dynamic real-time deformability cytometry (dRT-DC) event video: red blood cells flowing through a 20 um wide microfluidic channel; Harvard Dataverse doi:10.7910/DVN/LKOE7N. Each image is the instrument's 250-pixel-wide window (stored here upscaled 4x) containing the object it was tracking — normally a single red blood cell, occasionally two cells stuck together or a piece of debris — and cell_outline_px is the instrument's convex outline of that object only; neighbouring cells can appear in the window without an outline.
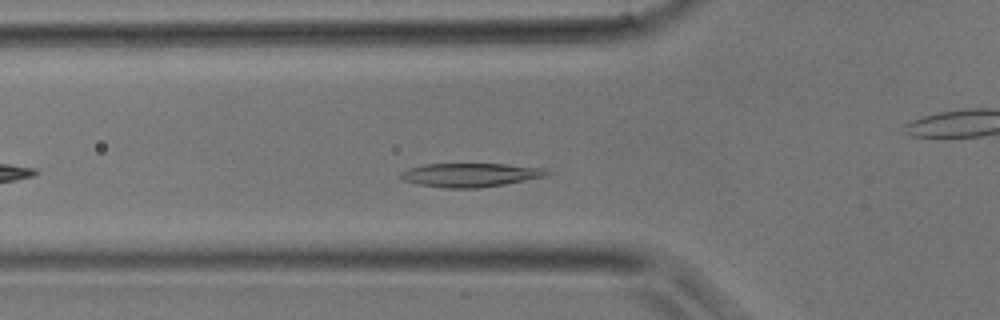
{"species": "common noctule bat (a hibernating species)", "species_latin": "Nyctalus noctula", "temperature_condition": "room temperature", "stored_images_in_passage": 33, "camera_frame_rate_fps": 3000, "um_per_image_px": 0.085, "animal": {"sex": "male", "body_mass_g": 17.9}, "frame": {"image": 1, "passage_image": 6, "time_ms": 1.667, "image_size_px": [1000, 320], "cell_outline_px": [[548, 176], [504, 184], [480, 188], [444, 188], [416, 184], [404, 180], [400, 176], [400, 172], [408, 168], [424, 164], [504, 164], [540, 168], [548, 172]], "centroid_in_image_um": [39.91, 14.88], "position_along_channel_um": 85.9, "area_um2": 20.11}}
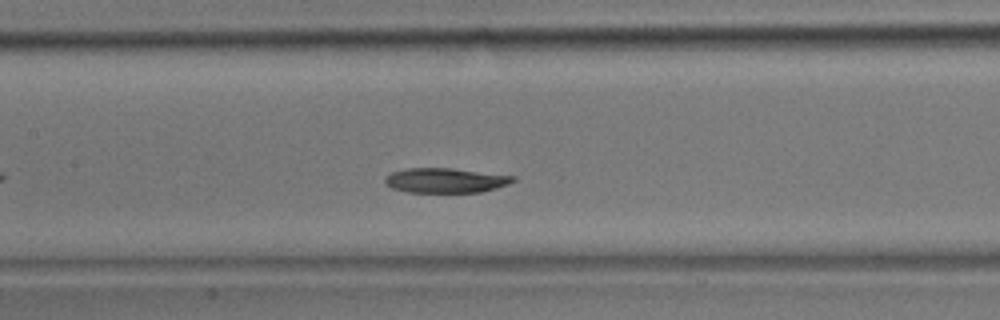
{"frame": {"image": 2, "passage_image": 11, "time_ms": 3.333, "image_size_px": [1000, 320], "cell_outline_px": [[516, 180], [508, 184], [496, 188], [480, 192], [408, 192], [392, 188], [384, 184], [384, 176], [392, 172], [408, 168], [452, 168], [516, 176]], "centroid_in_image_um": [37.85, 15.33], "position_along_channel_um": 169.6, "area_um2": 18.55}}
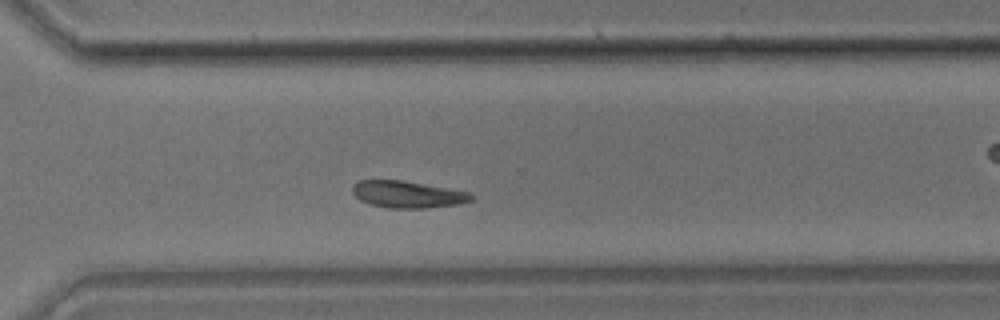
{"frame": {"image": 3, "passage_image": 21, "time_ms": 6.667, "image_size_px": [1000, 320], "cell_outline_px": [[472, 200], [456, 204], [428, 208], [388, 208], [372, 204], [360, 200], [352, 192], [352, 184], [360, 180], [400, 180], [468, 192], [472, 196]], "centroid_in_image_um": [34.58, 16.52], "position_along_channel_um": 336.0, "area_um2": 18.26}}